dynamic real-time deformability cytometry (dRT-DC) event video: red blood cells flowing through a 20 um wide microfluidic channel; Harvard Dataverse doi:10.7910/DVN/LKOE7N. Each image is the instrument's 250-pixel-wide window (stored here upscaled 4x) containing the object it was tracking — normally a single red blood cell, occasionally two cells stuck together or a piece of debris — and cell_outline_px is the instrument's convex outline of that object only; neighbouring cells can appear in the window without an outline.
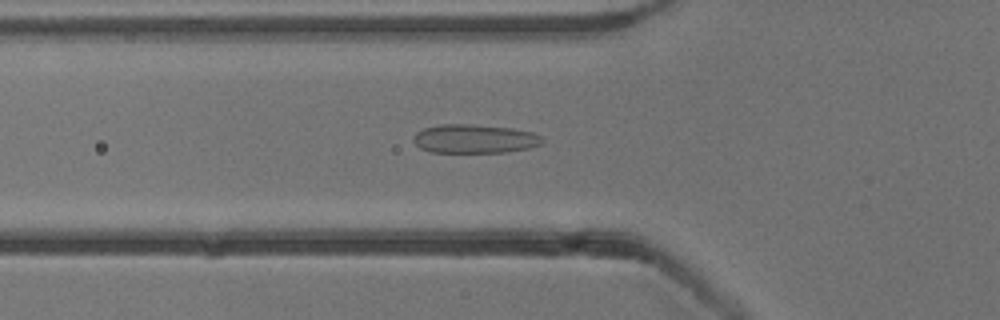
{"species": "common noctule bat (a hibernating species)", "species_latin": "Nyctalus noctula", "temperature_condition": "cold", "stored_images_in_passage": 40, "camera_frame_rate_fps": 3000, "um_per_image_px": 0.085, "animal": {"sex": "male", "body_mass_g": 13.3}, "frame": {"image": 1, "passage_image": 5, "time_ms": 1.333, "image_size_px": [1000, 320], "cell_outline_px": [[544, 140], [540, 144], [528, 148], [508, 152], [432, 152], [420, 148], [412, 140], [412, 136], [416, 132], [424, 128], [440, 124], [472, 124], [512, 128], [532, 132], [540, 136]], "centroid_in_image_um": [40.31, 11.79], "position_along_channel_um": 85.5, "area_um2": 21.68}}
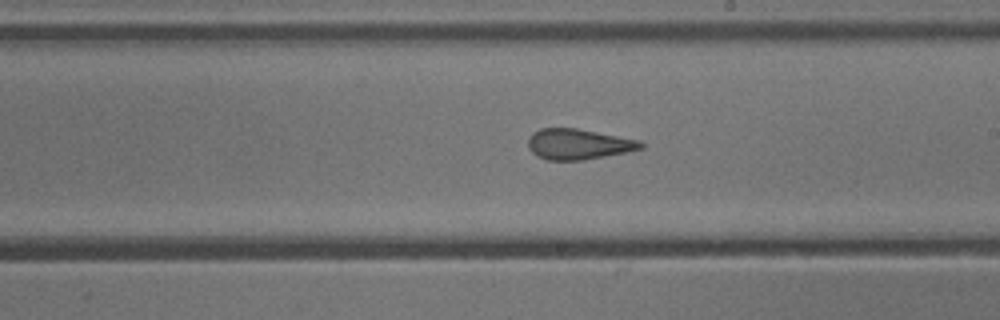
{"frame": {"image": 2, "passage_image": 17, "time_ms": 5.333, "image_size_px": [1000, 320], "cell_outline_px": [[644, 148], [584, 160], [548, 160], [536, 156], [528, 148], [528, 136], [532, 132], [540, 128], [576, 128], [640, 140], [644, 144]], "centroid_in_image_um": [49.12, 12.25], "position_along_channel_um": 239.9, "area_um2": 20.11}}
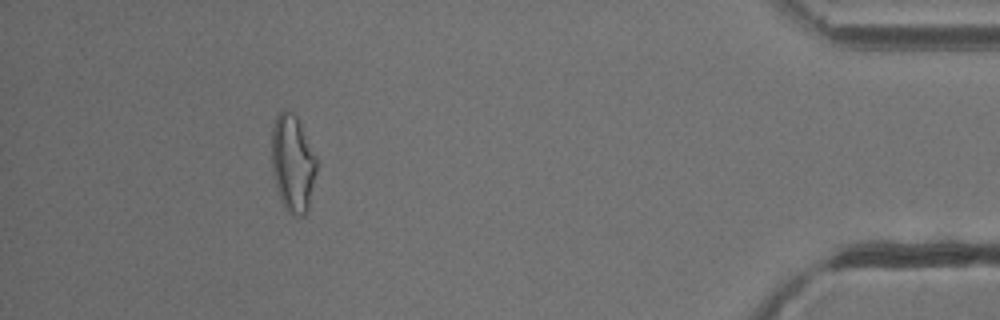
{"frame": {"image": 3, "passage_image": 35, "time_ms": 11.333, "image_size_px": [1000, 320], "cell_outline_px": [[316, 172], [308, 212], [304, 216], [292, 216], [284, 208], [276, 188], [272, 172], [272, 128], [276, 116], [284, 108], [288, 108], [296, 116], [316, 156]], "centroid_in_image_um": [24.87, 13.91], "position_along_channel_um": 410.3, "area_um2": 25.66}, "authors_computed_cell_mechanics": {"area_um2": 21.3282, "velocity_mm_per_s": 3.8273, "shape_relaxation_time_tau1_ms": null, "shape_relaxation_time_tau2_ms": 1.4763, "deformation_change_tau1": null, "deformation_change_tau2": 0.1113}}